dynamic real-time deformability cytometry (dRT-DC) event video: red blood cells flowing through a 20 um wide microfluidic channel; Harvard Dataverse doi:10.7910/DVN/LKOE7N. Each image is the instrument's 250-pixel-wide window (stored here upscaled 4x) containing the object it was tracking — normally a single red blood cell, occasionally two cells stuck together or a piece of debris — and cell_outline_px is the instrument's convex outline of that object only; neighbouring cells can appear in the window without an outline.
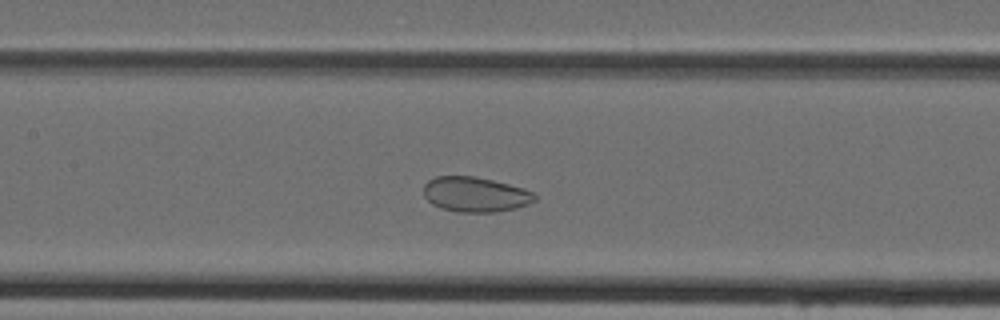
{"species": "Egyptian fruit bat (a non-hibernating species)", "species_latin": "Rousettus aegyptiacus", "temperature_condition": "cold", "stored_images_in_passage": 28, "camera_frame_rate_fps": 3000, "um_per_image_px": 0.085, "animal": {"sex": "female"}, "frame": {"image": 1, "passage_image": 9, "time_ms": 2.667, "image_size_px": [1000, 320], "cell_outline_px": [[536, 200], [528, 204], [516, 208], [496, 212], [456, 212], [440, 208], [432, 204], [424, 196], [424, 184], [428, 180], [436, 176], [476, 176], [524, 188], [532, 192], [536, 196]], "centroid_in_image_um": [40.38, 16.53], "position_along_channel_um": 167.0, "area_um2": 22.77}}
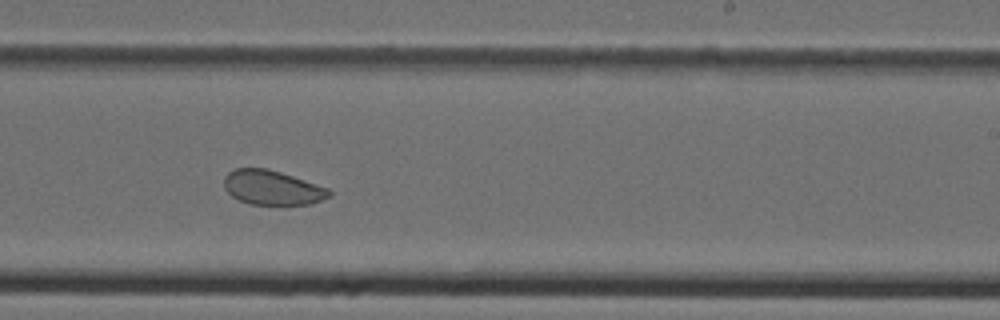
{"frame": {"image": 2, "passage_image": 16, "time_ms": 5.0, "image_size_px": [1000, 320], "cell_outline_px": [[332, 196], [312, 204], [248, 204], [232, 196], [224, 188], [224, 176], [228, 172], [236, 168], [268, 168], [328, 188], [332, 192]], "centroid_in_image_um": [23.14, 15.95], "position_along_channel_um": 265.9, "area_um2": 21.1}}
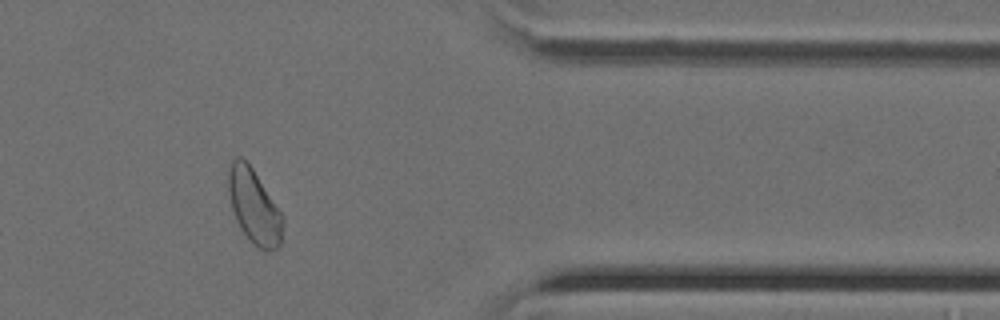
{"frame": {"image": 3, "passage_image": 26, "time_ms": 8.333, "image_size_px": [1000, 320], "cell_outline_px": [[284, 220], [280, 244], [276, 248], [260, 248], [252, 244], [240, 228], [236, 220], [232, 208], [228, 192], [228, 172], [232, 160], [236, 156], [240, 156], [252, 168], [284, 216]], "centroid_in_image_um": [21.59, 17.53], "position_along_channel_um": 389.8, "area_um2": 23.29}}